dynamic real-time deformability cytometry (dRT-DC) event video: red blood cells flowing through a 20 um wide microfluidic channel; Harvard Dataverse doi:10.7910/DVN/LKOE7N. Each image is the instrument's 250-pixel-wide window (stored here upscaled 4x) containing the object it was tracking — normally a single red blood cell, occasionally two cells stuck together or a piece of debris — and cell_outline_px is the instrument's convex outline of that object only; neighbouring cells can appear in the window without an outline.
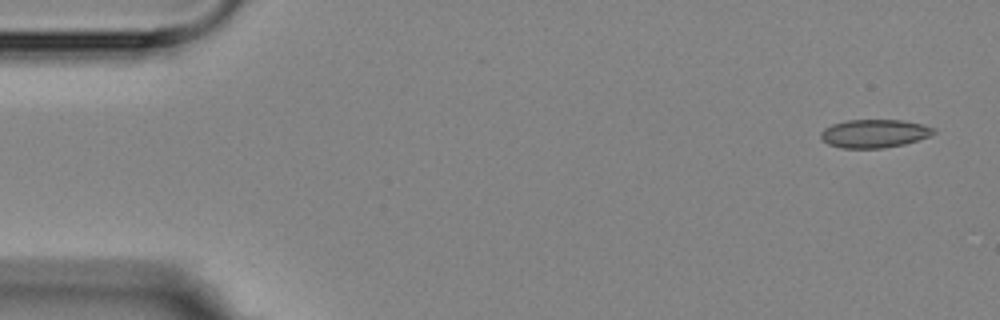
{"species": "Egyptian fruit bat (a non-hibernating species)", "species_latin": "Rousettus aegyptiacus", "temperature_condition": "room temperature", "stored_images_in_passage": 5, "camera_frame_rate_fps": 3000, "um_per_image_px": 0.085, "animal": {"sex": "female"}, "frame": {"image": 1, "passage_image": 1, "time_ms": 0.0, "image_size_px": [1000, 320], "cell_outline_px": [[936, 132], [928, 136], [904, 144], [884, 148], [840, 148], [828, 144], [820, 136], [820, 132], [824, 128], [832, 124], [848, 120], [904, 120], [924, 124], [936, 128]], "centroid_in_image_um": [74.32, 11.34], "position_along_channel_um": 10.7, "area_um2": 18.67}}
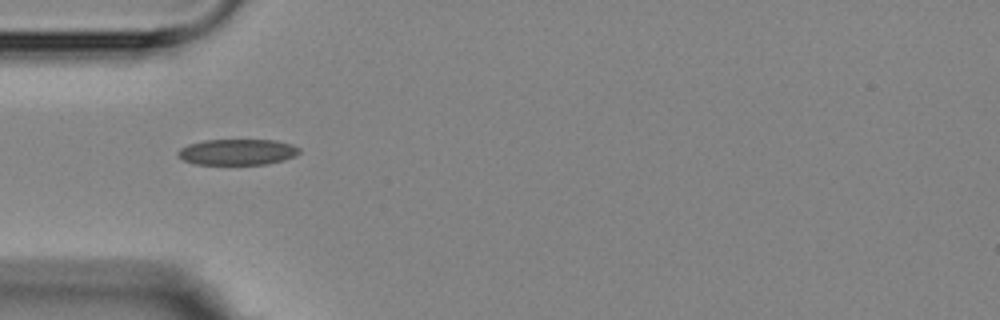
{"frame": {"image": 2, "passage_image": 5, "time_ms": 4.667, "image_size_px": [1000, 320], "cell_outline_px": [[300, 152], [296, 156], [284, 160], [268, 164], [196, 164], [184, 160], [176, 156], [176, 152], [180, 148], [188, 144], [204, 140], [276, 140], [292, 144], [300, 148]], "centroid_in_image_um": [20.18, 12.92], "position_along_channel_um": 64.8, "area_um2": 18.5}}